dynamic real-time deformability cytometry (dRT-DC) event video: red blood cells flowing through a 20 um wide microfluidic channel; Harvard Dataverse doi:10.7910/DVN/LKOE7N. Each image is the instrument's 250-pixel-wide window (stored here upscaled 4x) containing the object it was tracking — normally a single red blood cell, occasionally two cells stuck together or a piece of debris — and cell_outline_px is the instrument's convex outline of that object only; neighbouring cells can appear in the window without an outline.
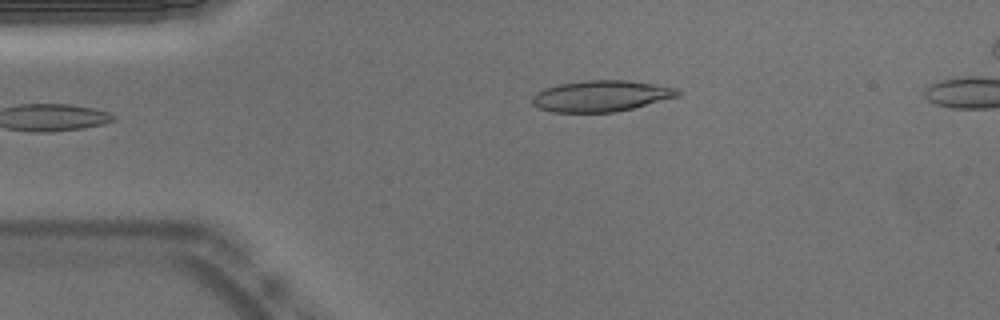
{"species": "Egyptian fruit bat (a non-hibernating species)", "species_latin": "Rousettus aegyptiacus", "temperature_condition": "warm", "stored_images_in_passage": 37, "camera_frame_rate_fps": 3000, "um_per_image_px": 0.085, "animal": {"sex": "male"}, "frame": {"image": 1, "passage_image": 1, "time_ms": 0.0, "image_size_px": [1000, 320], "cell_outline_px": [[680, 96], [616, 112], [552, 112], [540, 108], [532, 104], [532, 96], [536, 92], [544, 88], [560, 84], [584, 80], [628, 80], [656, 84], [676, 88], [680, 92]], "centroid_in_image_um": [51.09, 8.15], "position_along_channel_um": 33.9, "area_um2": 26.41}, "authors_computed_cell_mechanics": {"area_um2": 26.8192, "velocity_mm_per_s": 3.8245, "shape_relaxation_time_tau1_ms": null, "shape_relaxation_time_tau2_ms": 1.8927, "deformation_change_tau1": null, "deformation_change_tau2": 0.1121}}